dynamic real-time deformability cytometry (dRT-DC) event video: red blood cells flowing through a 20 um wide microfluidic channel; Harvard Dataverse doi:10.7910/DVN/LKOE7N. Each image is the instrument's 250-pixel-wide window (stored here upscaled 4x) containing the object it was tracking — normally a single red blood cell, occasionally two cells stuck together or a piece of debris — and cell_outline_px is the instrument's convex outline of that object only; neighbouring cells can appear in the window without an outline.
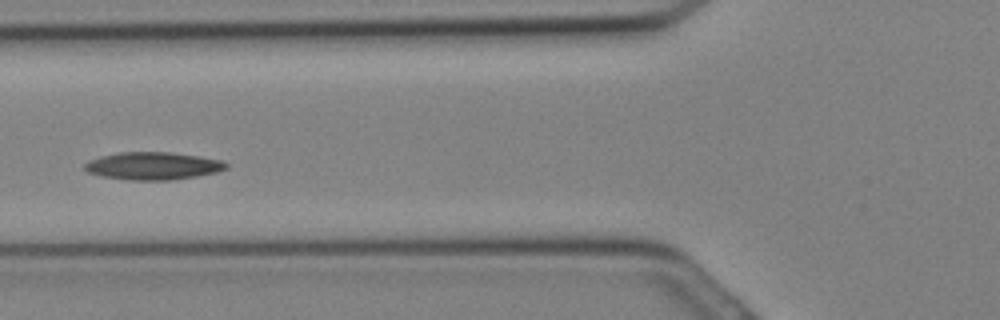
{"species": "Egyptian fruit bat (a non-hibernating species)", "species_latin": "Rousettus aegyptiacus", "temperature_condition": "cold", "stored_images_in_passage": 18, "camera_frame_rate_fps": 3000, "um_per_image_px": 0.085, "animal": {"sex": "female"}, "frame": {"image": 1, "passage_image": 11, "time_ms": 3.333, "image_size_px": [1000, 320], "cell_outline_px": [[228, 168], [216, 172], [196, 176], [172, 180], [128, 180], [100, 176], [88, 172], [84, 168], [84, 164], [88, 160], [100, 156], [120, 152], [168, 152], [200, 156], [220, 160], [228, 164]], "centroid_in_image_um": [12.97, 14.1], "position_along_channel_um": 112.8, "area_um2": 22.83}}
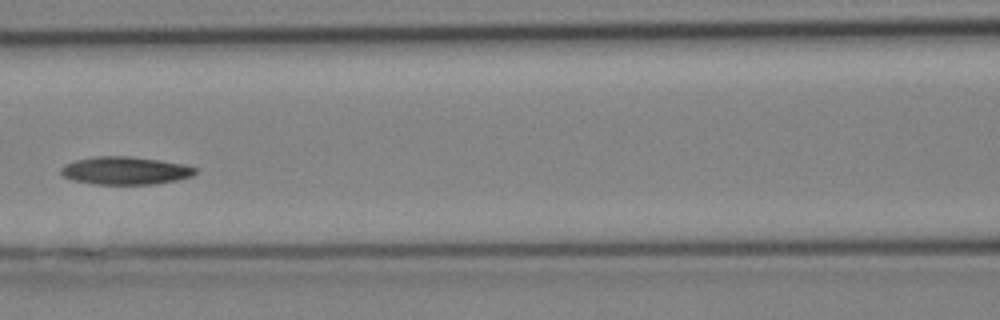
{"frame": {"image": 2, "passage_image": 13, "time_ms": 4.0, "image_size_px": [1000, 320], "cell_outline_px": [[196, 172], [192, 176], [176, 180], [156, 184], [96, 184], [72, 180], [64, 176], [60, 172], [60, 168], [64, 164], [76, 160], [96, 156], [128, 156], [160, 160], [184, 164], [196, 168]], "centroid_in_image_um": [10.64, 14.5], "position_along_channel_um": 156.0, "area_um2": 21.79}}